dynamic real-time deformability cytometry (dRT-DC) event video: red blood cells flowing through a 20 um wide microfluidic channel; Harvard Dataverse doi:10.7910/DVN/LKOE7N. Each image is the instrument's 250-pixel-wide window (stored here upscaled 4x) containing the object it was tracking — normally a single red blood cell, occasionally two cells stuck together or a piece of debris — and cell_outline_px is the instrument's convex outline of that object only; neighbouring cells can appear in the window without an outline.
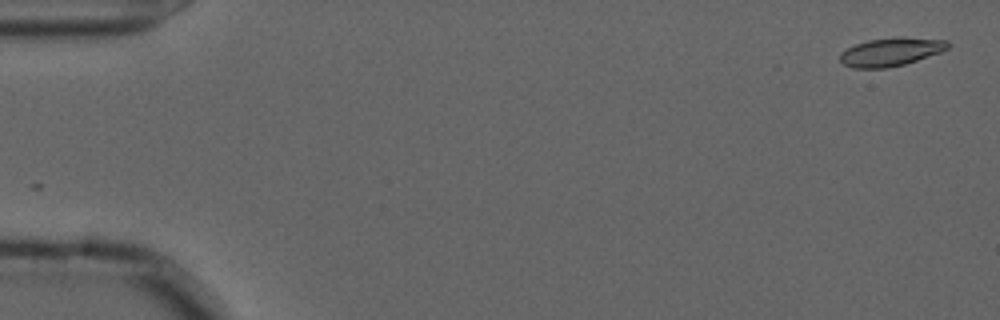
{"species": "common noctule bat (a hibernating species)", "species_latin": "Nyctalus noctula", "temperature_condition": "cold", "stored_images_in_passage": 12, "camera_frame_rate_fps": 3000, "um_per_image_px": 0.085, "animal": {"sex": "male", "forearm_length_mm": 52.5}, "frame": {"image": 1, "passage_image": 1, "time_ms": 0.0, "image_size_px": [1000, 320], "cell_outline_px": [[952, 44], [948, 48], [940, 52], [904, 64], [884, 68], [852, 68], [844, 64], [840, 60], [840, 52], [856, 44], [868, 40], [900, 36], [948, 40]], "centroid_in_image_um": [75.74, 4.39], "position_along_channel_um": 9.3, "area_um2": 17.8}}